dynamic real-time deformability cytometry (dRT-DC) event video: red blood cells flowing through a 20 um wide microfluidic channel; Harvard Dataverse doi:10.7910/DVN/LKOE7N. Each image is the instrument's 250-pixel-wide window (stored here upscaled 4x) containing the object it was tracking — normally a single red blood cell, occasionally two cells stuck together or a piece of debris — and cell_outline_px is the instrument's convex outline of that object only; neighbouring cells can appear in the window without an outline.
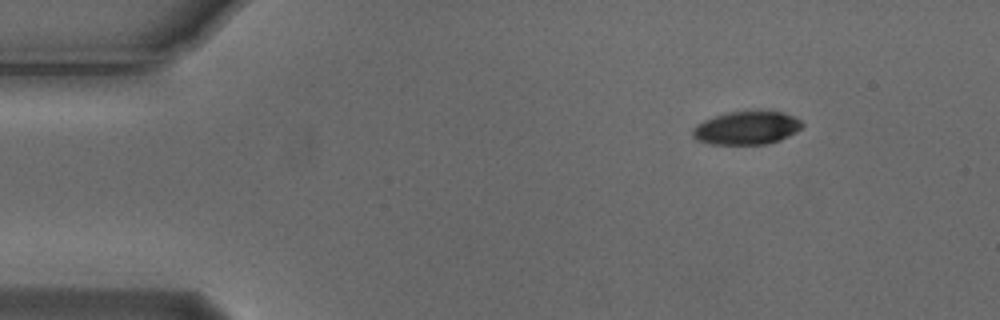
{"species": "Egyptian fruit bat (a non-hibernating species)", "species_latin": "Rousettus aegyptiacus", "temperature_condition": "cold", "stored_images_in_passage": 48, "camera_frame_rate_fps": 3000, "um_per_image_px": 0.085, "animal": {"sex": "male"}, "frame": {"image": 1, "passage_image": 1, "time_ms": 0.0, "image_size_px": [1000, 320], "cell_outline_px": [[804, 124], [796, 132], [780, 140], [768, 144], [708, 144], [696, 140], [692, 136], [692, 128], [696, 124], [704, 120], [728, 112], [784, 112], [800, 120]], "centroid_in_image_um": [63.43, 10.89], "position_along_channel_um": 21.6, "area_um2": 21.1}}
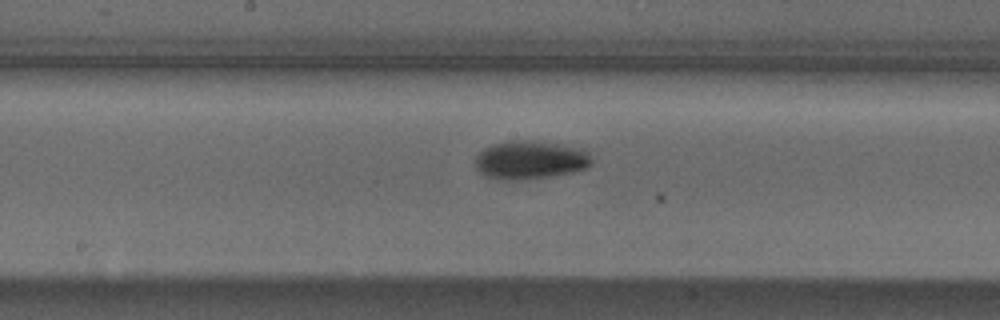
{"frame": {"image": 2, "passage_image": 22, "time_ms": 7.0, "image_size_px": [1000, 320], "cell_outline_px": [[592, 164], [584, 168], [572, 172], [556, 176], [524, 180], [504, 180], [484, 176], [476, 168], [476, 156], [484, 148], [496, 144], [512, 140], [528, 140], [584, 148], [588, 152], [592, 160]], "centroid_in_image_um": [45.08, 13.61], "position_along_channel_um": 203.1, "area_um2": 26.13}}
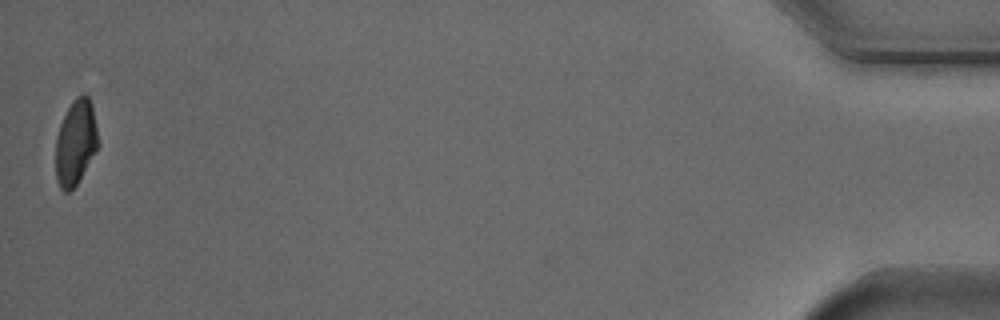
{"frame": {"image": 3, "passage_image": 48, "time_ms": 15.667, "image_size_px": [1000, 320], "cell_outline_px": [[100, 144], [76, 184], [68, 192], [64, 192], [60, 188], [56, 180], [56, 136], [60, 124], [72, 100], [76, 96], [84, 92], [88, 96], [92, 108], [96, 124]], "centroid_in_image_um": [6.43, 12.09], "position_along_channel_um": 428.8, "area_um2": 21.04}, "authors_computed_cell_mechanics": {"area_um2": 23.3801, "velocity_mm_per_s": 3.7502, "shape_relaxation_time_tau1_ms": 1.8368, "shape_relaxation_time_tau2_ms": null, "deformation_change_tau1": 0.1166, "deformation_change_tau2": null}}